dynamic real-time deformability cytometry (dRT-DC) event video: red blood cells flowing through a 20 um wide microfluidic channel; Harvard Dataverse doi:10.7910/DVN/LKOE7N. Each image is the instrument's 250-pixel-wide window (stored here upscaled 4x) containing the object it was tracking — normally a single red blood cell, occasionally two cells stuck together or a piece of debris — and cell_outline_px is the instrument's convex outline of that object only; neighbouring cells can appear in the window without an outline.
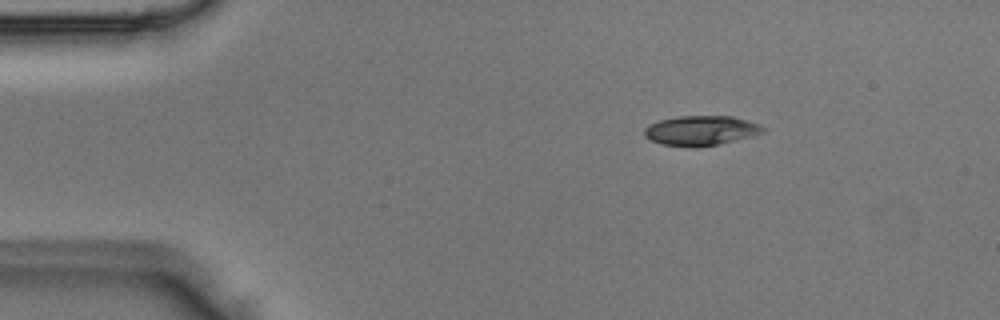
{"species": "Egyptian fruit bat (a non-hibernating species)", "species_latin": "Rousettus aegyptiacus", "temperature_condition": "room temperature", "stored_images_in_passage": 4, "camera_frame_rate_fps": 3000, "um_per_image_px": 0.085, "animal": {"sex": "male"}, "frame": {"image": 1, "passage_image": 2, "time_ms": 0.333, "image_size_px": [1000, 320], "cell_outline_px": [[764, 132], [752, 136], [720, 144], [700, 148], [688, 148], [660, 144], [644, 136], [644, 128], [648, 124], [660, 120], [680, 116], [732, 116], [748, 120], [760, 124], [764, 128]], "centroid_in_image_um": [59.57, 11.11], "position_along_channel_um": 25.4, "area_um2": 20.92}}
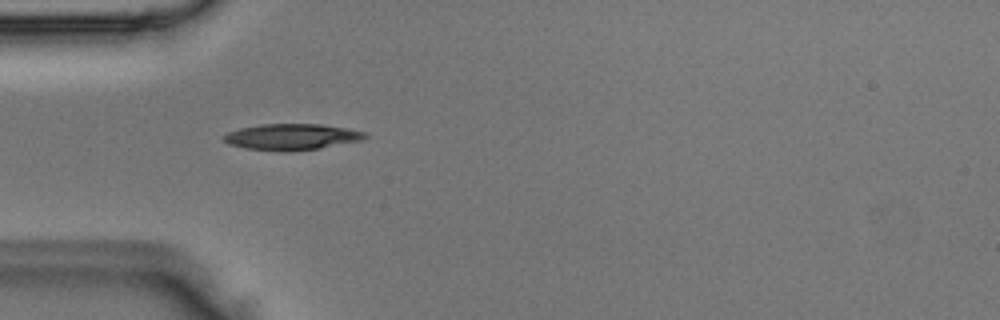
{"frame": {"image": 2, "passage_image": 4, "time_ms": 1.0, "image_size_px": [1000, 320], "cell_outline_px": [[368, 136], [360, 140], [320, 148], [288, 152], [280, 152], [244, 148], [228, 144], [224, 140], [224, 136], [228, 132], [240, 128], [260, 124], [320, 124], [348, 128], [364, 132]], "centroid_in_image_um": [24.77, 11.64], "position_along_channel_um": 60.2, "area_um2": 21.56}}